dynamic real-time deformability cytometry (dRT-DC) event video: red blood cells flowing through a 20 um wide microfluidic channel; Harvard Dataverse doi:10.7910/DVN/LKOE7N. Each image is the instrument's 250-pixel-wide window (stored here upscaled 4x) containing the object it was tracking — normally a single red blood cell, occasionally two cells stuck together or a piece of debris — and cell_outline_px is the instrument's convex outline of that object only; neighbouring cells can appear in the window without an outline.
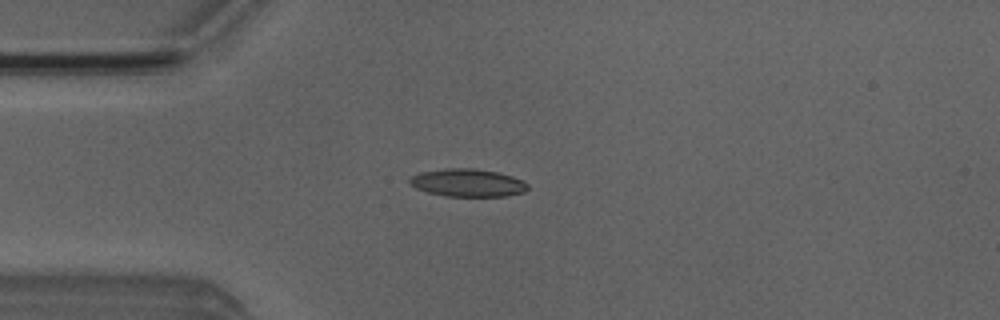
{"species": "Egyptian fruit bat (a non-hibernating species)", "species_latin": "Rousettus aegyptiacus", "temperature_condition": "room temperature", "stored_images_in_passage": 5, "camera_frame_rate_fps": 3000, "um_per_image_px": 0.085, "animal": {"sex": "male"}, "frame": {"image": 1, "passage_image": 4, "time_ms": 3.667, "image_size_px": [1000, 320], "cell_outline_px": [[528, 188], [524, 192], [504, 196], [444, 196], [428, 192], [416, 188], [408, 184], [408, 176], [420, 172], [448, 168], [472, 168], [496, 172], [512, 176], [524, 180], [528, 184]], "centroid_in_image_um": [39.71, 15.53], "position_along_channel_um": 45.3, "area_um2": 19.25}}